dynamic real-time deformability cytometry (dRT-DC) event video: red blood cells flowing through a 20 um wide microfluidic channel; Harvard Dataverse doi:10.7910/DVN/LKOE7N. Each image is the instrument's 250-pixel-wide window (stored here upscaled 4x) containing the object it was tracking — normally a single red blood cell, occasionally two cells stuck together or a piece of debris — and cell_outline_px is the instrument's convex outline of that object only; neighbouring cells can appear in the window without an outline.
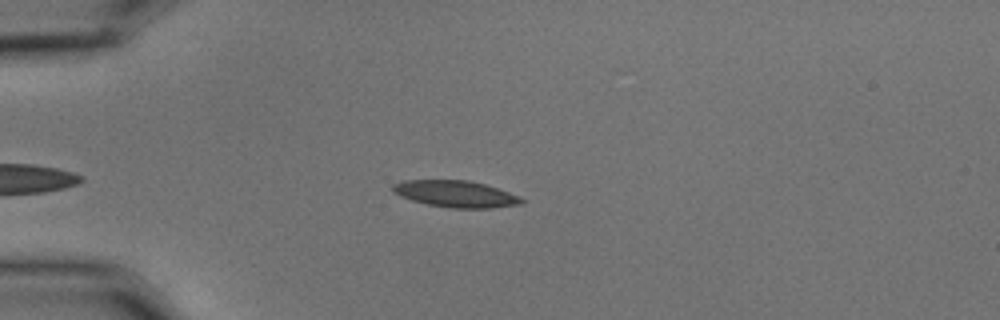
{"species": "common noctule bat (a hibernating species)", "species_latin": "Nyctalus noctula", "temperature_condition": "cold", "stored_images_in_passage": 44, "camera_frame_rate_fps": 3000, "um_per_image_px": 0.085, "animal": {"sex": "male", "body_mass_g": 15.6}, "frame": {"image": 1, "passage_image": 6, "time_ms": 1.667, "image_size_px": [1000, 320], "cell_outline_px": [[524, 204], [492, 208], [452, 208], [428, 204], [412, 200], [400, 196], [392, 192], [392, 184], [404, 180], [468, 180], [484, 184], [520, 196], [524, 200]], "centroid_in_image_um": [38.73, 16.48], "position_along_channel_um": 46.3, "area_um2": 20.0}}
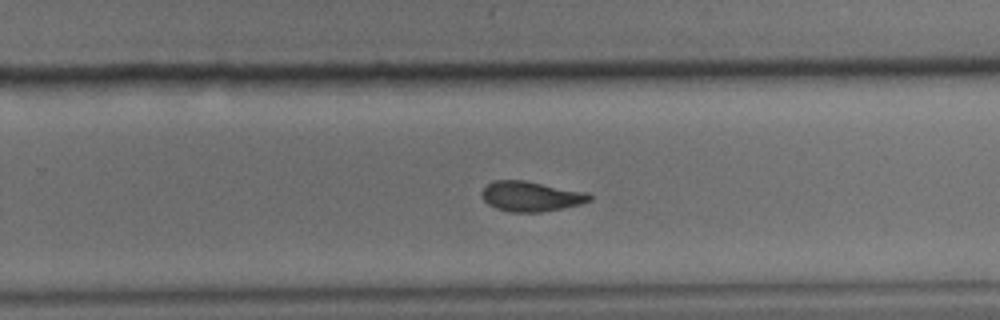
{"frame": {"image": 2, "passage_image": 28, "time_ms": 9.0, "image_size_px": [1000, 320], "cell_outline_px": [[592, 200], [580, 204], [540, 212], [508, 212], [496, 208], [488, 204], [480, 196], [480, 192], [492, 180], [524, 180], [588, 192], [592, 196]], "centroid_in_image_um": [45.11, 16.68], "position_along_channel_um": 284.7, "area_um2": 18.96}}
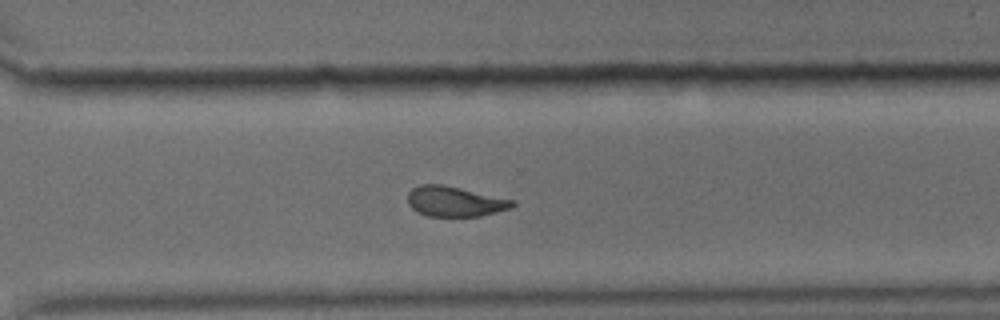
{"frame": {"image": 3, "passage_image": 32, "time_ms": 10.333, "image_size_px": [1000, 320], "cell_outline_px": [[516, 204], [512, 208], [480, 216], [428, 216], [416, 212], [408, 204], [408, 192], [412, 188], [420, 184], [444, 184], [516, 200]], "centroid_in_image_um": [38.67, 17.11], "position_along_channel_um": 331.9, "area_um2": 18.67}, "authors_computed_cell_mechanics": {"area_um2": 19.5653, "velocity_mm_per_s": 3.551, "shape_relaxation_time_tau1_ms": 6.4024, "shape_relaxation_time_tau2_ms": 3.3089, "deformation_change_tau1": 0.1633, "deformation_change_tau2": 0.1046}}